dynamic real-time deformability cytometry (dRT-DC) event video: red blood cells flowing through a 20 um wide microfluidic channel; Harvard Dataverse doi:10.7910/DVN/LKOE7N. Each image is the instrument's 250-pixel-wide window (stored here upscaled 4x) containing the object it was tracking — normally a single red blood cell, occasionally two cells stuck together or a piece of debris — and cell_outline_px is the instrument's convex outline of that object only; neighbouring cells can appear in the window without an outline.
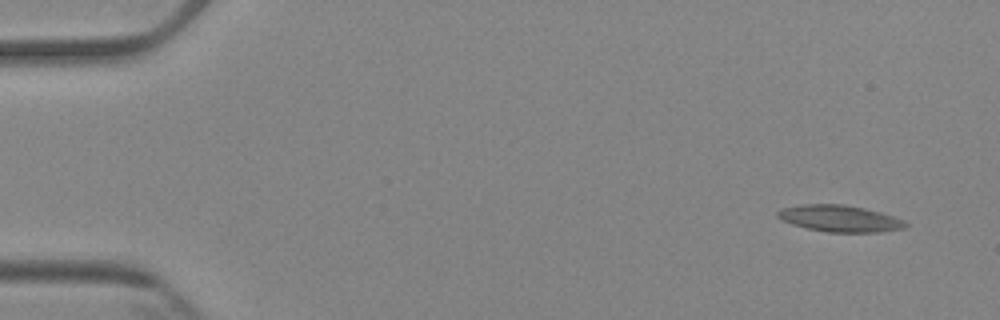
{"species": "Egyptian fruit bat (a non-hibernating species)", "species_latin": "Rousettus aegyptiacus", "temperature_condition": "cold", "stored_images_in_passage": 6, "camera_frame_rate_fps": 3000, "um_per_image_px": 0.085, "animal": {"sex": "female"}, "frame": {"image": 1, "passage_image": 1, "time_ms": 0.0, "image_size_px": [1000, 320], "cell_outline_px": [[908, 224], [904, 228], [880, 232], [828, 232], [808, 228], [792, 224], [776, 216], [776, 212], [780, 208], [800, 204], [844, 204], [864, 208], [880, 212], [904, 220]], "centroid_in_image_um": [71.36, 18.56], "position_along_channel_um": 13.6, "area_um2": 19.77}}